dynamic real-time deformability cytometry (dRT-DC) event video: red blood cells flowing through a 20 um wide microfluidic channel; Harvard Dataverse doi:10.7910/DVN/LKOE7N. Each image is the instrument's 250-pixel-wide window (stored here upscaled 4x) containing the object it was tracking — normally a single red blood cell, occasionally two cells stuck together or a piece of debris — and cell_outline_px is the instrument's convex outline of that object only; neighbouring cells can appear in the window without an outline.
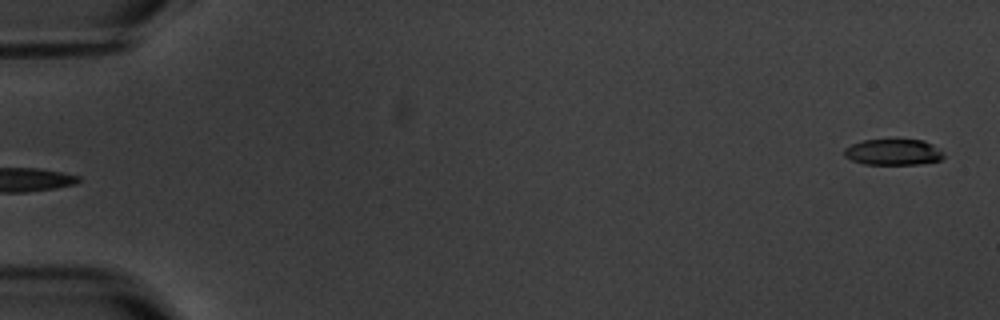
{"species": "common noctule bat (a hibernating species)", "species_latin": "Nyctalus noctula", "temperature_condition": "warm", "stored_images_in_passage": 5, "segment_of_instrument_passage": [2, 2], "camera_frame_rate_fps": 3000, "um_per_image_px": 0.085, "animal": {"sex": "male", "body_mass_g": 20.1, "forearm_length_mm": 53.5}, "frame": {"image": 1, "passage_image": 5, "time_ms": 5.667, "image_size_px": [1000, 320], "cell_outline_px": [[944, 156], [940, 160], [920, 164], [864, 164], [852, 160], [844, 156], [844, 148], [852, 144], [864, 140], [892, 136], [896, 136], [924, 140], [932, 144], [944, 152]], "centroid_in_image_um": [75.94, 12.86], "position_along_channel_um": 9.1, "area_um2": 15.95}}